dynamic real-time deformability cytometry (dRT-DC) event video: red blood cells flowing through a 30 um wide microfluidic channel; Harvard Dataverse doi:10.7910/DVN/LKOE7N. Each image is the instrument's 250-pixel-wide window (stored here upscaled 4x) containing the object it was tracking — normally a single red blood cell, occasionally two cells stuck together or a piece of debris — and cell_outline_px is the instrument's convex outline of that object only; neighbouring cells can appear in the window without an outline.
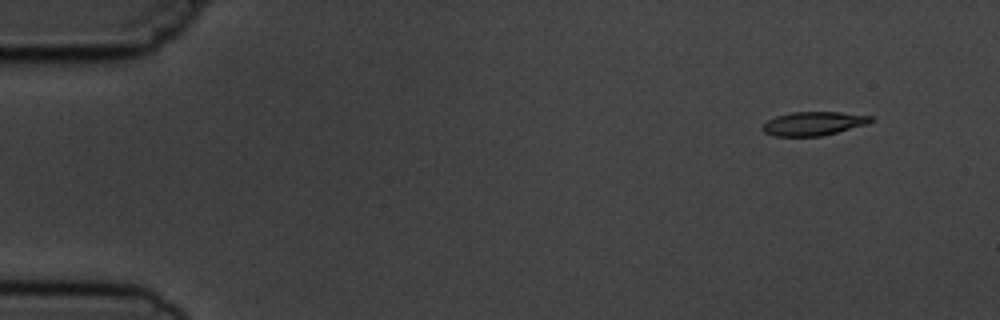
{"species": "common noctule bat (a hibernating species)", "species_latin": "Nyctalus noctula", "temperature_condition": "cold", "stored_images_in_passage": 4, "camera_frame_rate_fps": 3000, "um_per_image_px": 0.085, "animal": {"sex": "male", "body_mass_g": 19.5, "forearm_length_mm": 54.6}, "frame": {"image": 1, "passage_image": 1, "time_ms": 0.0, "image_size_px": [1000, 320], "cell_outline_px": [[872, 120], [868, 124], [820, 136], [772, 136], [764, 132], [760, 128], [768, 120], [776, 116], [792, 112], [840, 112], [872, 116]], "centroid_in_image_um": [69.12, 10.5], "position_along_channel_um": 15.9, "area_um2": 14.91}}
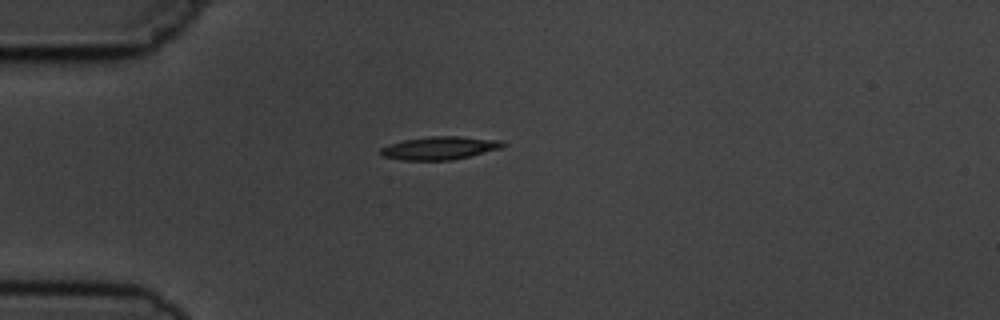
{"frame": {"image": 2, "passage_image": 4, "time_ms": 3.333, "image_size_px": [1000, 320], "cell_outline_px": [[508, 144], [500, 148], [452, 160], [400, 160], [380, 156], [380, 148], [388, 144], [404, 140], [432, 136], [460, 136], [504, 140]], "centroid_in_image_um": [37.36, 12.58], "position_along_channel_um": 47.6, "area_um2": 16.53}}